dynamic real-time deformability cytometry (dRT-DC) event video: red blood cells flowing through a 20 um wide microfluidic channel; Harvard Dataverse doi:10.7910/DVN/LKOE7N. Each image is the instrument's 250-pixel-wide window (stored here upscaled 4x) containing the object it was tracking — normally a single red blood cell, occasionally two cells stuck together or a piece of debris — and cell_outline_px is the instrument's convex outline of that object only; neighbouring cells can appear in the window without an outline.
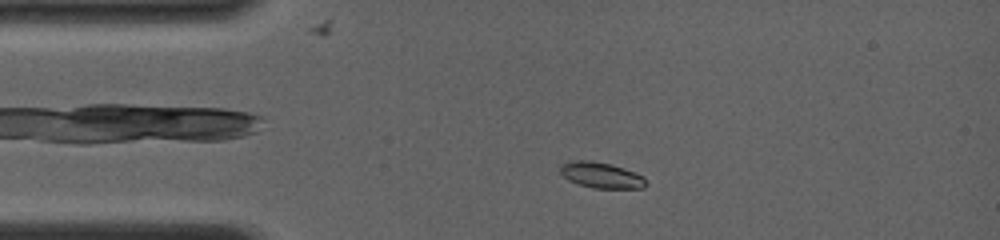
{"species": "common noctule bat (a hibernating species)", "species_latin": "Nyctalus noctula", "temperature_condition": "room temperature", "stored_images_in_passage": 41, "camera_frame_rate_fps": 4000, "um_per_image_px": 0.085, "animal": {"sex": "female", "body_mass_g": 19.0, "forearm_length_mm": 56.7}, "frame": {"image": 1, "passage_image": 10, "time_ms": 2.25, "image_size_px": [1000, 240], "cell_outline_px": [[648, 184], [644, 188], [592, 188], [568, 180], [560, 172], [560, 164], [568, 160], [592, 160], [624, 168], [636, 172], [644, 176]], "centroid_in_image_um": [51.11, 14.88], "position_along_channel_um": 33.9, "area_um2": 13.06}}
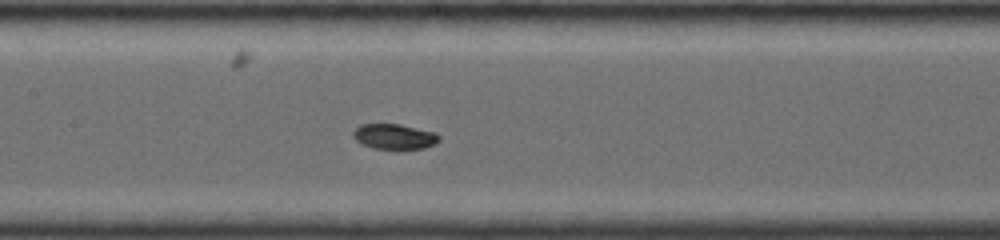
{"frame": {"image": 2, "passage_image": 27, "time_ms": 6.5, "image_size_px": [1000, 240], "cell_outline_px": [[440, 140], [436, 144], [424, 148], [372, 148], [360, 144], [352, 136], [352, 132], [360, 124], [400, 124], [436, 132], [440, 136]], "centroid_in_image_um": [33.52, 11.59], "position_along_channel_um": 173.9, "area_um2": 12.72}}
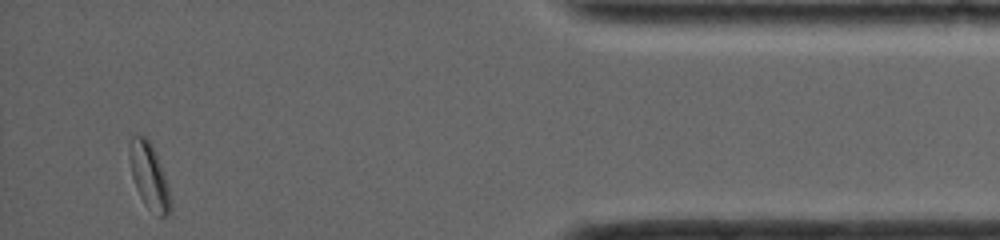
{"frame": {"image": 3, "passage_image": 41, "time_ms": 13.75, "image_size_px": [1000, 240], "cell_outline_px": [[172, 208], [168, 216], [160, 216], [148, 208], [144, 204], [136, 188], [132, 176], [128, 156], [128, 148], [132, 136], [144, 136], [152, 144], [156, 152], [168, 184], [172, 204]], "centroid_in_image_um": [12.68, 14.97], "position_along_channel_um": 422.5, "area_um2": 15.9}, "authors_computed_cell_mechanics": {"area_um2": 13.005, "velocity_mm_per_s": 4.0393, "shape_relaxation_time_tau1_ms": 4.2177, "shape_relaxation_time_tau2_ms": null, "deformation_change_tau1": 0.1314, "deformation_change_tau2": null}}